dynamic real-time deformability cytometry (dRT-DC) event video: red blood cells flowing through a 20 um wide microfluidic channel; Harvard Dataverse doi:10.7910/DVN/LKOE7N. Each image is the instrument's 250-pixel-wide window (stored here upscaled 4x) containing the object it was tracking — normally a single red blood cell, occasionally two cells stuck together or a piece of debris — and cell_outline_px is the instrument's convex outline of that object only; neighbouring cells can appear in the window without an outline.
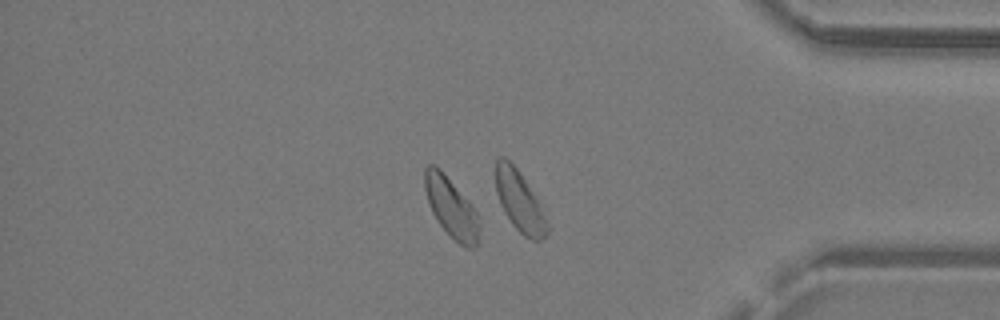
{"species": "common noctule bat (a hibernating species)", "species_latin": "Nyctalus noctula", "temperature_condition": "warm", "stored_images_in_passage": 26, "camera_frame_rate_fps": 3000, "um_per_image_px": 0.085, "animal": {"sex": "male", "body_mass_g": 19.2, "forearm_length_mm": 51.8}, "frame": {"image": 1, "passage_image": 22, "time_ms": 7.0, "image_size_px": [1000, 320], "cell_outline_px": [[480, 244], [468, 248], [460, 244], [440, 224], [432, 212], [424, 188], [424, 168], [428, 164], [432, 164], [440, 168], [472, 204], [480, 216]], "centroid_in_image_um": [38.4, 17.63], "position_along_channel_um": 396.8, "area_um2": 19.25}}